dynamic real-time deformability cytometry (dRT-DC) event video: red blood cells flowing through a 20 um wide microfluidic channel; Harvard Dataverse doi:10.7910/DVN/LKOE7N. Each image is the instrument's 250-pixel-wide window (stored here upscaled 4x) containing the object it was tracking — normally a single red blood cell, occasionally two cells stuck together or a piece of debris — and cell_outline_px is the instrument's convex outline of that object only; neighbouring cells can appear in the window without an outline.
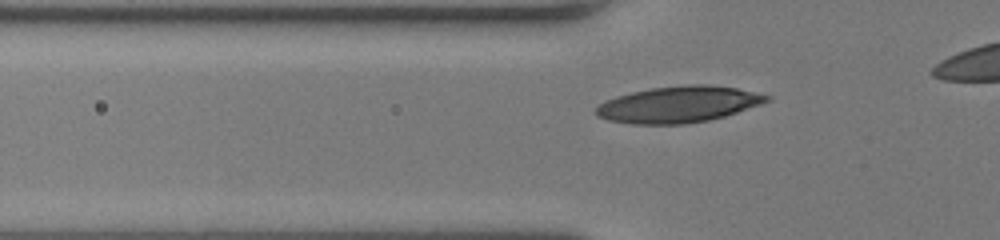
{"species": "human", "species_latin": "Homo sapiens", "temperature_condition": "room temperature", "stored_images_in_passage": 35, "camera_frame_rate_fps": 3000, "um_per_image_px": 0.085, "donor": {"sex": "female"}, "frame": {"image": 1, "passage_image": 7, "time_ms": 2.0, "image_size_px": [1000, 240], "cell_outline_px": [[772, 100], [724, 116], [708, 120], [684, 124], [632, 124], [608, 120], [596, 116], [596, 108], [600, 104], [616, 96], [632, 92], [652, 88], [692, 84], [704, 84], [736, 88], [772, 96]], "centroid_in_image_um": [57.68, 8.88], "position_along_channel_um": 68.1, "area_um2": 35.78}}
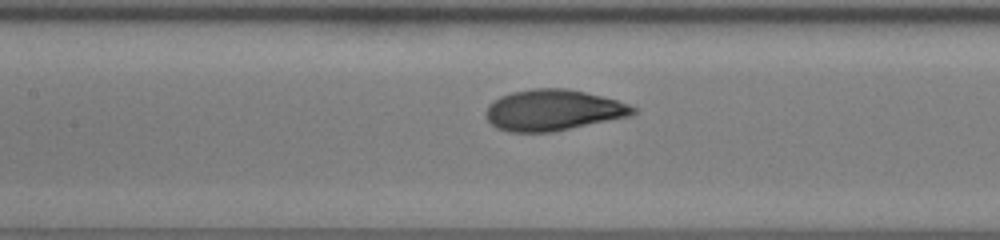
{"frame": {"image": 2, "passage_image": 14, "time_ms": 4.333, "image_size_px": [1000, 240], "cell_outline_px": [[636, 112], [632, 116], [552, 132], [508, 132], [496, 128], [484, 116], [488, 104], [500, 96], [512, 92], [532, 88], [568, 88], [616, 100], [628, 104], [636, 108]], "centroid_in_image_um": [46.99, 9.37], "position_along_channel_um": 160.4, "area_um2": 35.32}}
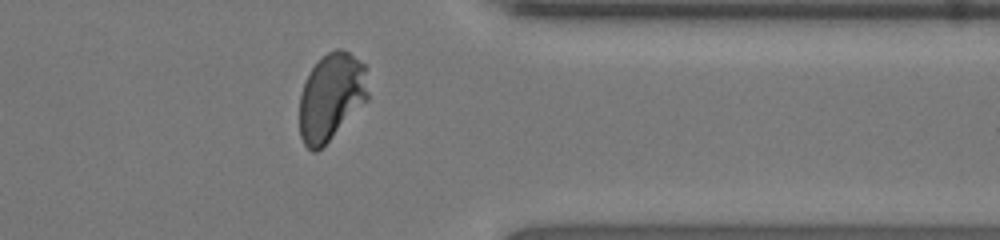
{"frame": {"image": 3, "passage_image": 31, "time_ms": 10.0, "image_size_px": [1000, 240], "cell_outline_px": [[368, 100], [316, 152], [312, 152], [304, 144], [300, 136], [300, 96], [304, 84], [312, 68], [328, 52], [336, 48], [340, 48], [348, 52], [364, 64], [368, 92]], "centroid_in_image_um": [28.15, 8.23], "position_along_channel_um": 383.3, "area_um2": 34.28}, "authors_computed_cell_mechanics": {"area_um2": 34.68, "velocity_mm_per_s": 4.0525, "shape_relaxation_time_tau1_ms": 3.5294, "shape_relaxation_time_tau2_ms": null, "deformation_change_tau1": 0.1963, "deformation_change_tau2": null}}